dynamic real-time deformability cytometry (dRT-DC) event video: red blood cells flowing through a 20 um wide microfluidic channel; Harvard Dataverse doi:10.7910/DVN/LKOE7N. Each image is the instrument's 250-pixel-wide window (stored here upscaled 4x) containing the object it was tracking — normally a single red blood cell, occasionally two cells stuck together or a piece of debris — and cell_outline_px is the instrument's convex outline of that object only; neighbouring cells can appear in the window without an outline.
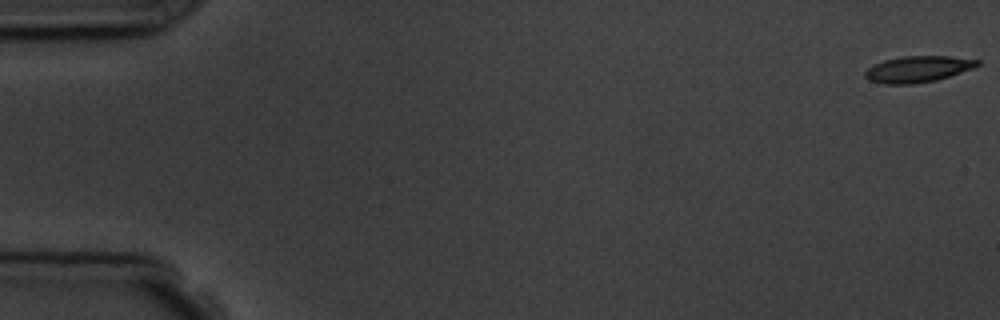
{"species": "common noctule bat (a hibernating species)", "species_latin": "Nyctalus noctula", "temperature_condition": "room temperature", "stored_images_in_passage": 5, "camera_frame_rate_fps": 3000, "um_per_image_px": 0.085, "animal": {"sex": "male", "body_mass_g": 19.5, "forearm_length_mm": 54.6}, "frame": {"image": 1, "passage_image": 1, "time_ms": 0.0, "image_size_px": [1000, 320], "cell_outline_px": [[980, 64], [976, 68], [936, 80], [912, 84], [884, 84], [868, 80], [864, 76], [864, 72], [868, 68], [884, 60], [904, 56], [952, 56], [980, 60]], "centroid_in_image_um": [78.05, 5.87], "position_along_channel_um": 6.9, "area_um2": 17.28}}
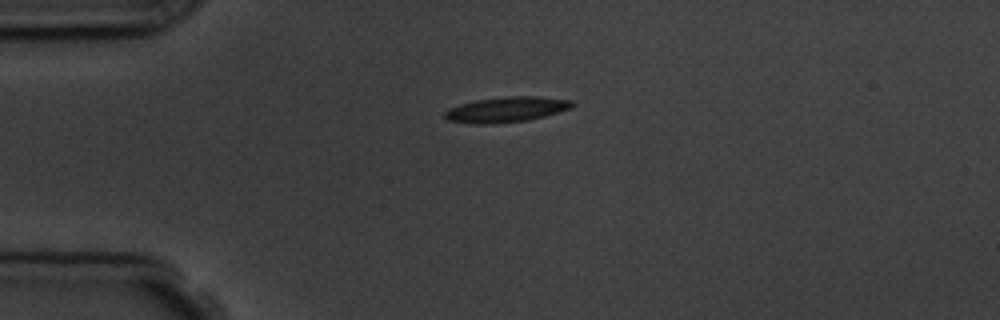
{"frame": {"image": 2, "passage_image": 4, "time_ms": 4.333, "image_size_px": [1000, 320], "cell_outline_px": [[576, 104], [568, 108], [544, 116], [528, 120], [488, 124], [472, 124], [448, 120], [444, 116], [444, 112], [448, 108], [460, 104], [476, 100], [508, 96], [540, 96], [572, 100]], "centroid_in_image_um": [43.01, 9.3], "position_along_channel_um": 42.0, "area_um2": 18.73}}